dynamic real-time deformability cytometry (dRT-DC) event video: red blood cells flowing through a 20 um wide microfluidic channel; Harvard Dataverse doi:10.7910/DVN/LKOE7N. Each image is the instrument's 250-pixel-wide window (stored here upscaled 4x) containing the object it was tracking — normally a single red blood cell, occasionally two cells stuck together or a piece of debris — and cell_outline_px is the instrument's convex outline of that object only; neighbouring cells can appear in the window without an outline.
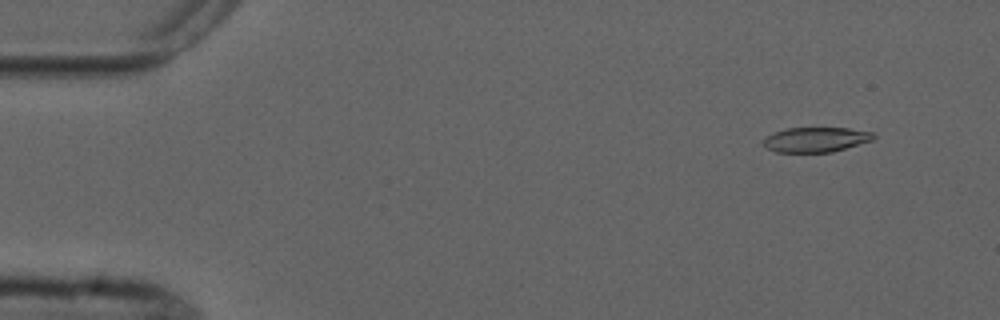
{"species": "common noctule bat (a hibernating species)", "species_latin": "Nyctalus noctula", "temperature_condition": "cold", "stored_images_in_passage": 5, "camera_frame_rate_fps": 3000, "um_per_image_px": 0.085, "animal": {"sex": "male", "forearm_length_mm": 52.5}, "frame": {"image": 1, "passage_image": 2, "time_ms": 1.0, "image_size_px": [1000, 320], "cell_outline_px": [[876, 136], [872, 140], [832, 152], [776, 152], [768, 148], [764, 144], [764, 140], [768, 136], [776, 132], [788, 128], [848, 128], [876, 132]], "centroid_in_image_um": [69.41, 11.86], "position_along_channel_um": 15.6, "area_um2": 15.78}}
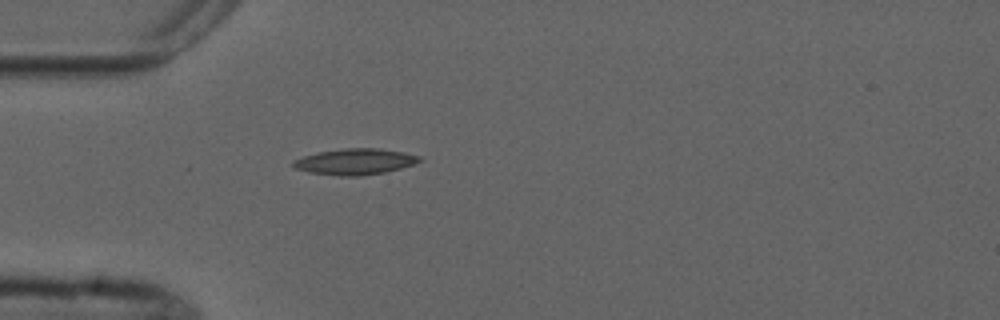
{"frame": {"image": 2, "passage_image": 5, "time_ms": 4.667, "image_size_px": [1000, 320], "cell_outline_px": [[424, 160], [400, 168], [384, 172], [360, 176], [340, 176], [308, 172], [296, 168], [292, 164], [292, 160], [316, 152], [344, 148], [380, 148], [404, 152], [420, 156]], "centroid_in_image_um": [30.17, 13.73], "position_along_channel_um": 54.8, "area_um2": 19.19}}